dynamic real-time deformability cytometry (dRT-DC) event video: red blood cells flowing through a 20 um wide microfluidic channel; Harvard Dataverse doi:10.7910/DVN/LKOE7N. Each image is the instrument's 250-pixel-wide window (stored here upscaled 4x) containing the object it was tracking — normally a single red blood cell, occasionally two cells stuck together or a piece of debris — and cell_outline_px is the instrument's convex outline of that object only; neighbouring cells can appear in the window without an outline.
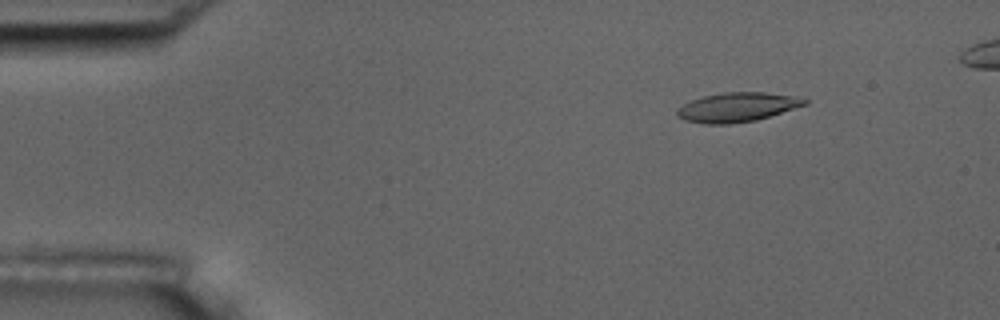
{"species": "common noctule bat (a hibernating species)", "species_latin": "Nyctalus noctula", "temperature_condition": "room temperature", "stored_images_in_passage": 7, "camera_frame_rate_fps": 3000, "um_per_image_px": 0.085, "animal": {"sex": "male", "body_mass_g": 17.5, "forearm_length_mm": 52.3}, "frame": {"image": 1, "passage_image": 3, "time_ms": 2.333, "image_size_px": [1000, 320], "cell_outline_px": [[808, 104], [756, 120], [728, 124], [704, 124], [684, 120], [676, 116], [676, 108], [692, 100], [704, 96], [724, 92], [764, 92], [792, 96], [808, 100]], "centroid_in_image_um": [62.62, 9.12], "position_along_channel_um": 22.4, "area_um2": 21.68}}